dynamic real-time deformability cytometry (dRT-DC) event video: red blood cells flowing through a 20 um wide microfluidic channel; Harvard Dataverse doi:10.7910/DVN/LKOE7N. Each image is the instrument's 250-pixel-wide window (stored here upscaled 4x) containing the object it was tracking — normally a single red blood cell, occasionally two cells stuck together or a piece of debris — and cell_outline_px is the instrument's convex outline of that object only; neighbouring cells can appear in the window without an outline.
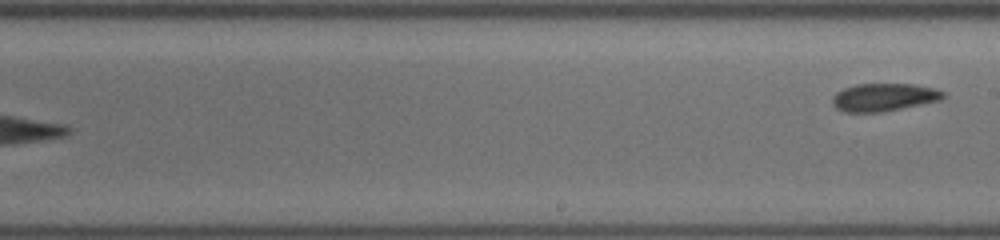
{"species": "common noctule bat (a hibernating species)", "species_latin": "Nyctalus noctula", "temperature_condition": "cold", "stored_images_in_passage": 12, "segment_of_instrument_passage": [2, 2], "camera_frame_rate_fps": 3000, "um_per_image_px": 0.085, "animal": {"sex": "female", "body_mass_g": 19.5, "forearm_length_mm": 54.1}, "frame": {"image": 1, "passage_image": 12, "time_ms": 6.667, "image_size_px": [1000, 240], "cell_outline_px": [[944, 96], [940, 100], [880, 112], [844, 112], [836, 108], [832, 104], [832, 96], [836, 92], [844, 88], [856, 84], [912, 84], [936, 88], [944, 92]], "centroid_in_image_um": [75.09, 8.26], "position_along_channel_um": 213.9, "area_um2": 17.86}}